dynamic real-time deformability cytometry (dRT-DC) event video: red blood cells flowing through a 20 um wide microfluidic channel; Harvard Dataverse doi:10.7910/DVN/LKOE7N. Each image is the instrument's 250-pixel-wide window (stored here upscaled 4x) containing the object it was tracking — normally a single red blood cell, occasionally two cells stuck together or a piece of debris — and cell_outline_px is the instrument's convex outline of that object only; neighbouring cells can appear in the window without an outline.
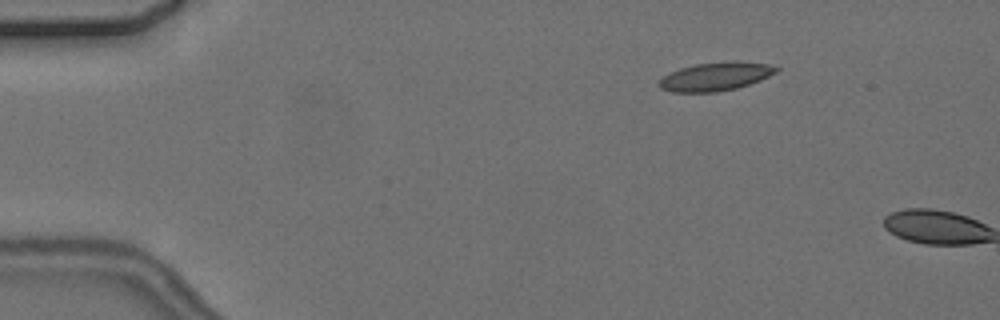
{"species": "common noctule bat (a hibernating species)", "species_latin": "Nyctalus noctula", "temperature_condition": "cold", "stored_images_in_passage": 2, "camera_frame_rate_fps": 3000, "um_per_image_px": 0.085, "animal": {"sex": "female", "body_mass_g": 24.6, "forearm_length_mm": 56.2}, "frame": {"image": 1, "passage_image": 1, "time_ms": 0.0, "image_size_px": [1000, 320], "cell_outline_px": [[780, 68], [776, 72], [760, 80], [736, 88], [716, 92], [672, 92], [660, 88], [656, 84], [664, 76], [680, 68], [696, 64], [768, 64]], "centroid_in_image_um": [60.73, 6.56], "position_along_channel_um": 24.3, "area_um2": 18.32}}